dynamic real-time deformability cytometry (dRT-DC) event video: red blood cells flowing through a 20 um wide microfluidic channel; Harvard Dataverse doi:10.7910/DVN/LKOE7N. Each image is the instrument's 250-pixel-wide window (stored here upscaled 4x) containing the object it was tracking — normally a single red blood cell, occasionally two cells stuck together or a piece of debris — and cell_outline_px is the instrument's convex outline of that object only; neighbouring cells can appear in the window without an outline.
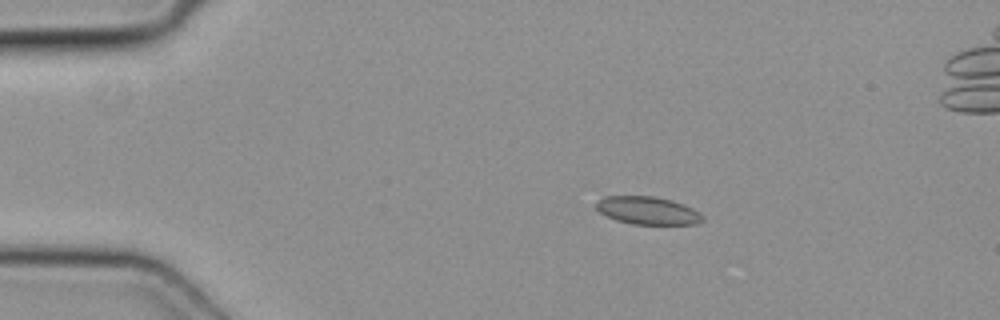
{"species": "common noctule bat (a hibernating species)", "species_latin": "Nyctalus noctula", "temperature_condition": "cold", "stored_images_in_passage": 5, "camera_frame_rate_fps": 3000, "um_per_image_px": 0.085, "animal": {"sex": "female", "body_mass_g": 19.3, "forearm_length_mm": 54.1}, "frame": {"image": 1, "passage_image": 3, "time_ms": 0.667, "image_size_px": [1000, 320], "cell_outline_px": [[704, 220], [696, 224], [632, 224], [616, 220], [600, 212], [596, 208], [596, 204], [604, 196], [656, 196], [672, 200], [684, 204], [700, 212], [704, 216]], "centroid_in_image_um": [55.09, 17.89], "position_along_channel_um": 29.9, "area_um2": 17.28}}